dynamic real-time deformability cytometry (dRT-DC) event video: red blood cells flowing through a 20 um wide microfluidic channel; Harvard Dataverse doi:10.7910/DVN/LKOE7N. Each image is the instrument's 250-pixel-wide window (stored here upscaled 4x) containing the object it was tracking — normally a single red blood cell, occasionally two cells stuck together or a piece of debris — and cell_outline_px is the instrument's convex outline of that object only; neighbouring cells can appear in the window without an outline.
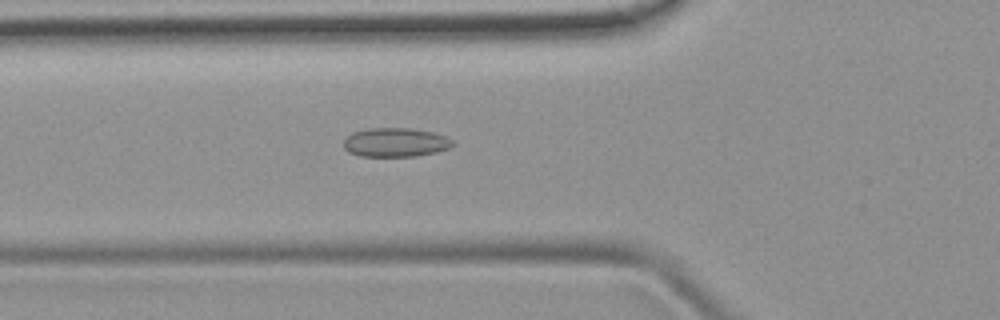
{"species": "common noctule bat (a hibernating species)", "species_latin": "Nyctalus noctula", "temperature_condition": "room temperature", "stored_images_in_passage": 48, "camera_frame_rate_fps": 3000, "um_per_image_px": 0.085, "animal": {"sex": "female", "body_mass_g": 19.9}, "frame": {"image": 1, "passage_image": 17, "time_ms": 5.333, "image_size_px": [1000, 320], "cell_outline_px": [[456, 144], [448, 148], [436, 152], [416, 156], [360, 156], [348, 152], [344, 148], [344, 140], [352, 132], [368, 128], [408, 128], [432, 132], [444, 136], [452, 140]], "centroid_in_image_um": [33.6, 12.1], "position_along_channel_um": 92.2, "area_um2": 18.38}}
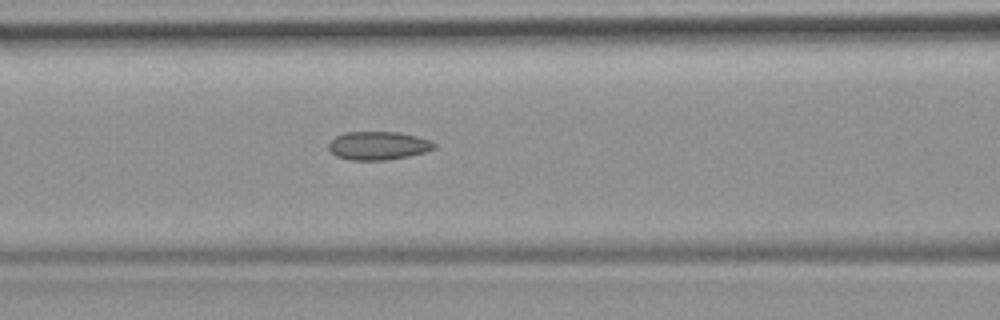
{"frame": {"image": 2, "passage_image": 20, "time_ms": 6.333, "image_size_px": [1000, 320], "cell_outline_px": [[436, 148], [424, 152], [408, 156], [384, 160], [348, 160], [336, 156], [328, 148], [328, 144], [336, 136], [344, 132], [400, 132], [416, 136], [428, 140], [436, 144]], "centroid_in_image_um": [32.13, 12.38], "position_along_channel_um": 134.5, "area_um2": 17.4}}
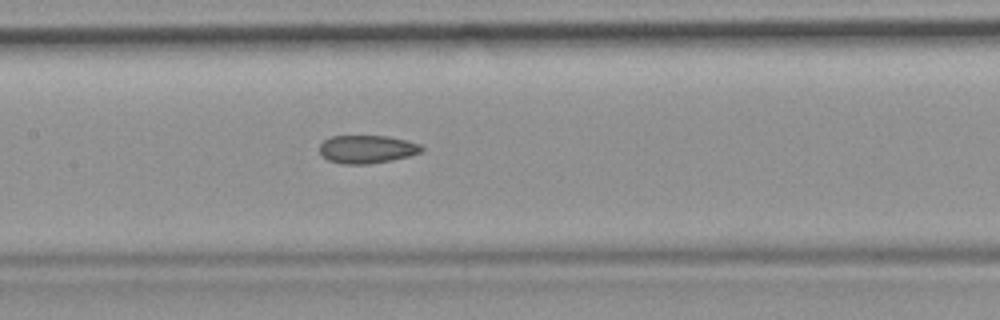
{"frame": {"image": 3, "passage_image": 23, "time_ms": 7.333, "image_size_px": [1000, 320], "cell_outline_px": [[424, 148], [420, 152], [408, 156], [392, 160], [368, 164], [340, 164], [328, 160], [320, 156], [320, 144], [324, 140], [332, 136], [388, 136], [420, 144]], "centroid_in_image_um": [31.15, 12.69], "position_along_channel_um": 176.3, "area_um2": 16.7}}